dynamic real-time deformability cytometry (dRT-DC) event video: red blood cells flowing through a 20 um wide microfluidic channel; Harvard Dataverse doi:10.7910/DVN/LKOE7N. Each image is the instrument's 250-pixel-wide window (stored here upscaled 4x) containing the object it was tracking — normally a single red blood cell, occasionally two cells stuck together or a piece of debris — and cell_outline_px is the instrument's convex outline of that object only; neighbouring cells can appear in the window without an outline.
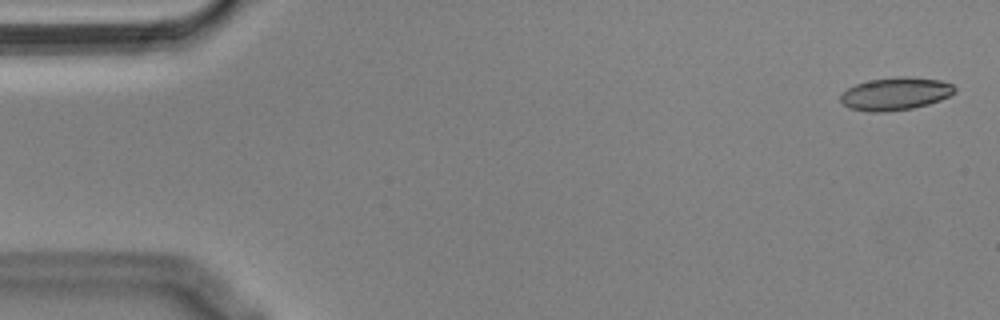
{"species": "Egyptian fruit bat (a non-hibernating species)", "species_latin": "Rousettus aegyptiacus", "temperature_condition": "cold", "stored_images_in_passage": 49, "camera_frame_rate_fps": 3000, "um_per_image_px": 0.085, "animal": {"sex": "male"}, "frame": {"image": 1, "passage_image": 2, "time_ms": 0.333, "image_size_px": [1000, 320], "cell_outline_px": [[956, 92], [940, 100], [928, 104], [912, 108], [884, 112], [868, 112], [848, 108], [840, 100], [840, 96], [848, 88], [856, 84], [868, 80], [896, 76], [908, 76], [940, 80], [952, 84], [956, 88]], "centroid_in_image_um": [76.11, 7.96], "position_along_channel_um": 8.9, "area_um2": 21.91}}
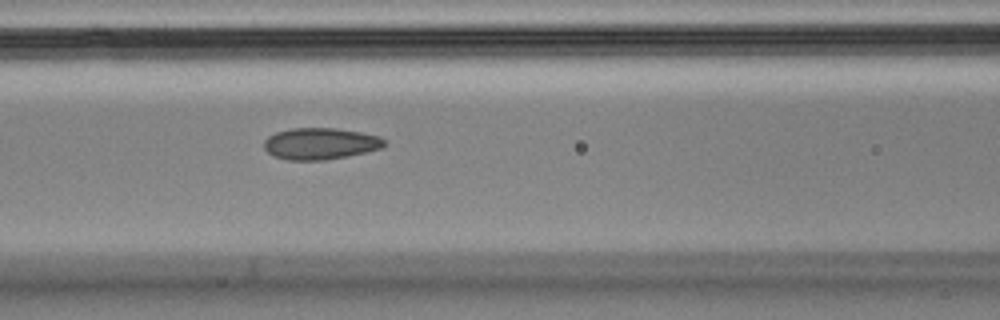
{"frame": {"image": 2, "passage_image": 23, "time_ms": 7.333, "image_size_px": [1000, 320], "cell_outline_px": [[384, 144], [380, 148], [348, 156], [324, 160], [288, 160], [272, 156], [264, 148], [264, 140], [268, 136], [276, 132], [292, 128], [336, 128], [360, 132], [380, 136], [384, 140]], "centroid_in_image_um": [27.18, 12.21], "position_along_channel_um": 139.4, "area_um2": 22.08}}
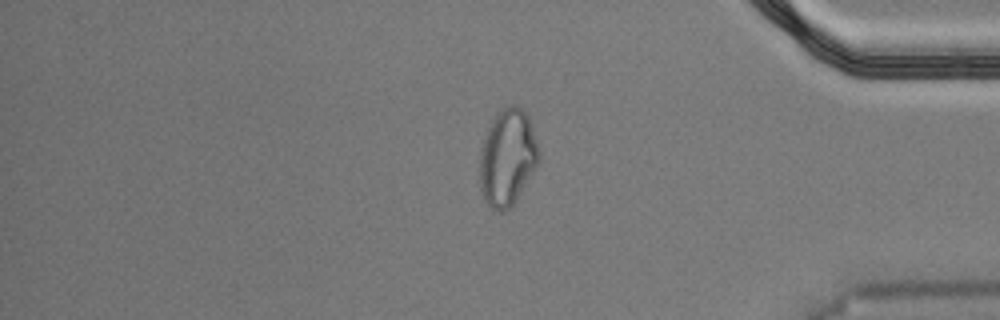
{"frame": {"image": 3, "passage_image": 46, "time_ms": 15.0, "image_size_px": [1000, 320], "cell_outline_px": [[540, 164], [512, 204], [504, 212], [500, 212], [492, 208], [484, 200], [480, 188], [480, 148], [488, 128], [496, 112], [504, 104], [512, 104], [520, 108], [528, 116], [540, 152]], "centroid_in_image_um": [43.14, 13.36], "position_along_channel_um": 392.1, "area_um2": 33.52}, "authors_computed_cell_mechanics": {"area_um2": 21.964, "velocity_mm_per_s": 3.6289, "shape_relaxation_time_tau1_ms": null, "shape_relaxation_time_tau2_ms": 2.0567, "deformation_change_tau1": null, "deformation_change_tau2": 0.0745}}